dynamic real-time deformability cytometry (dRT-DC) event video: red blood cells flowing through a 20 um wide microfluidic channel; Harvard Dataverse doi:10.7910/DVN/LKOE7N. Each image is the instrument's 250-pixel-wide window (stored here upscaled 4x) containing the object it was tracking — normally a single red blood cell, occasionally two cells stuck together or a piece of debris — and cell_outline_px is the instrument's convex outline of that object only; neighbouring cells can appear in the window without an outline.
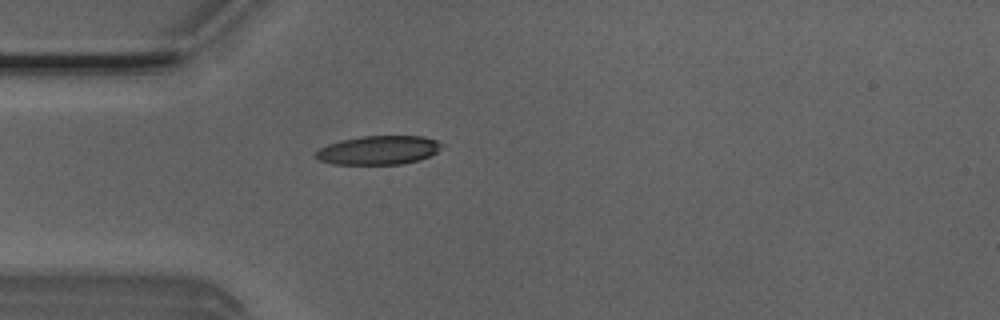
{"species": "Egyptian fruit bat (a non-hibernating species)", "species_latin": "Rousettus aegyptiacus", "temperature_condition": "room temperature", "stored_images_in_passage": 31, "camera_frame_rate_fps": 3000, "um_per_image_px": 0.085, "animal": {"sex": "male"}, "frame": {"image": 1, "passage_image": 1, "time_ms": 0.0, "image_size_px": [1000, 320], "cell_outline_px": [[444, 148], [420, 160], [404, 164], [332, 164], [320, 160], [312, 156], [320, 148], [328, 144], [340, 140], [360, 136], [424, 136], [436, 140], [444, 144]], "centroid_in_image_um": [32.19, 12.76], "position_along_channel_um": 52.8, "area_um2": 21.39}}
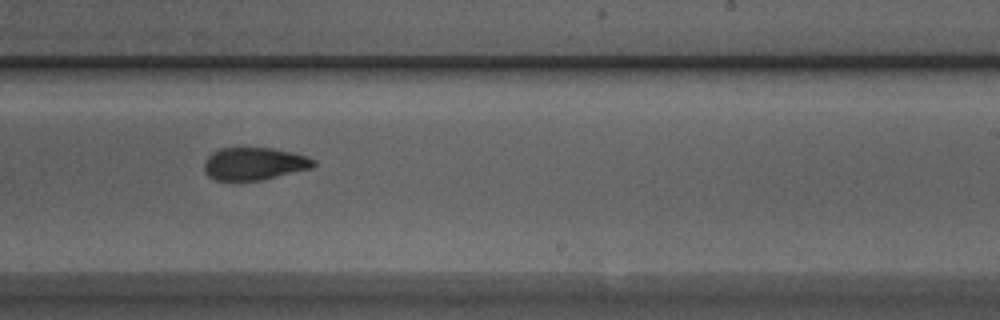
{"frame": {"image": 2, "passage_image": 18, "time_ms": 5.667, "image_size_px": [1000, 320], "cell_outline_px": [[316, 164], [312, 168], [264, 180], [216, 180], [208, 176], [204, 172], [204, 160], [212, 152], [220, 148], [272, 148], [292, 152], [308, 156], [316, 160]], "centroid_in_image_um": [21.62, 13.92], "position_along_channel_um": 267.4, "area_um2": 20.98}}
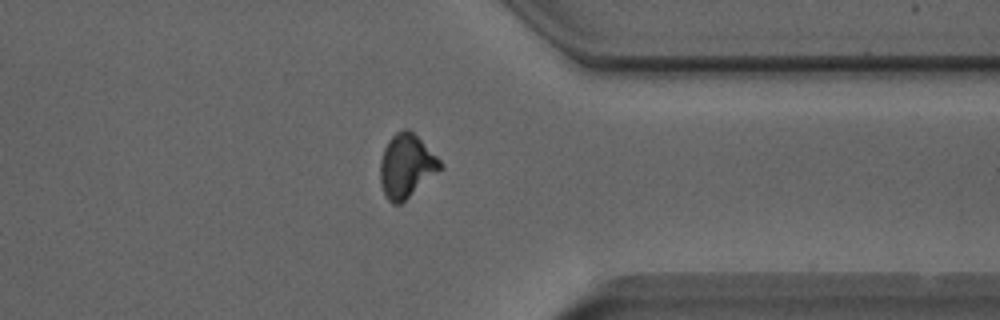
{"frame": {"image": 3, "passage_image": 27, "time_ms": 8.667, "image_size_px": [1000, 320], "cell_outline_px": [[444, 168], [400, 204], [392, 204], [388, 200], [380, 184], [380, 160], [384, 148], [388, 140], [396, 132], [404, 128], [408, 128], [444, 164]], "centroid_in_image_um": [34.54, 14.12], "position_along_channel_um": 376.9, "area_um2": 22.2}, "authors_computed_cell_mechanics": {"area_um2": 21.6172, "velocity_mm_per_s": 3.9041, "shape_relaxation_time_tau1_ms": 9.3507, "shape_relaxation_time_tau2_ms": 2.6621, "deformation_change_tau1": 0.2113, "deformation_change_tau2": 0.0997}}